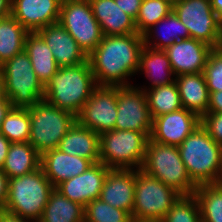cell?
Instances as JSON below:
<instances>
[{"instance_id": "6da1fadb", "label": "cell", "mask_w": 222, "mask_h": 222, "mask_svg": "<svg viewBox=\"0 0 222 222\" xmlns=\"http://www.w3.org/2000/svg\"><path fill=\"white\" fill-rule=\"evenodd\" d=\"M143 47V36L139 33L103 36L96 49L88 56L97 85L134 84Z\"/></svg>"}, {"instance_id": "7a4b0ae2", "label": "cell", "mask_w": 222, "mask_h": 222, "mask_svg": "<svg viewBox=\"0 0 222 222\" xmlns=\"http://www.w3.org/2000/svg\"><path fill=\"white\" fill-rule=\"evenodd\" d=\"M97 86L89 61L59 67L45 86L44 99L77 117Z\"/></svg>"}, {"instance_id": "3957f363", "label": "cell", "mask_w": 222, "mask_h": 222, "mask_svg": "<svg viewBox=\"0 0 222 222\" xmlns=\"http://www.w3.org/2000/svg\"><path fill=\"white\" fill-rule=\"evenodd\" d=\"M190 179L198 186L222 183V145L201 124L178 146Z\"/></svg>"}, {"instance_id": "277c9868", "label": "cell", "mask_w": 222, "mask_h": 222, "mask_svg": "<svg viewBox=\"0 0 222 222\" xmlns=\"http://www.w3.org/2000/svg\"><path fill=\"white\" fill-rule=\"evenodd\" d=\"M54 189L41 166L8 181V197L3 209L37 222Z\"/></svg>"}, {"instance_id": "5b68a950", "label": "cell", "mask_w": 222, "mask_h": 222, "mask_svg": "<svg viewBox=\"0 0 222 222\" xmlns=\"http://www.w3.org/2000/svg\"><path fill=\"white\" fill-rule=\"evenodd\" d=\"M171 186L181 195H193L197 185L190 179L178 147L148 140L141 169Z\"/></svg>"}, {"instance_id": "8992f818", "label": "cell", "mask_w": 222, "mask_h": 222, "mask_svg": "<svg viewBox=\"0 0 222 222\" xmlns=\"http://www.w3.org/2000/svg\"><path fill=\"white\" fill-rule=\"evenodd\" d=\"M149 136L132 130H111L99 135L100 162L110 169H141Z\"/></svg>"}, {"instance_id": "52a82bcc", "label": "cell", "mask_w": 222, "mask_h": 222, "mask_svg": "<svg viewBox=\"0 0 222 222\" xmlns=\"http://www.w3.org/2000/svg\"><path fill=\"white\" fill-rule=\"evenodd\" d=\"M1 67L4 95L10 100L12 107L29 108L44 99L45 86L34 73L25 50L14 55Z\"/></svg>"}, {"instance_id": "ba28073f", "label": "cell", "mask_w": 222, "mask_h": 222, "mask_svg": "<svg viewBox=\"0 0 222 222\" xmlns=\"http://www.w3.org/2000/svg\"><path fill=\"white\" fill-rule=\"evenodd\" d=\"M28 111L31 121L29 143L40 155L58 148L60 140L77 120L71 112L57 108L45 99L29 107Z\"/></svg>"}, {"instance_id": "9c48e42d", "label": "cell", "mask_w": 222, "mask_h": 222, "mask_svg": "<svg viewBox=\"0 0 222 222\" xmlns=\"http://www.w3.org/2000/svg\"><path fill=\"white\" fill-rule=\"evenodd\" d=\"M132 219L139 221L161 222L172 205L181 196L171 186L159 179L136 170Z\"/></svg>"}, {"instance_id": "30bf717a", "label": "cell", "mask_w": 222, "mask_h": 222, "mask_svg": "<svg viewBox=\"0 0 222 222\" xmlns=\"http://www.w3.org/2000/svg\"><path fill=\"white\" fill-rule=\"evenodd\" d=\"M173 11L188 28L190 38L212 48L222 47V21L213 11L210 0H180Z\"/></svg>"}, {"instance_id": "8fae6325", "label": "cell", "mask_w": 222, "mask_h": 222, "mask_svg": "<svg viewBox=\"0 0 222 222\" xmlns=\"http://www.w3.org/2000/svg\"><path fill=\"white\" fill-rule=\"evenodd\" d=\"M89 56L103 38L99 22L93 15L90 2L62 0L58 21Z\"/></svg>"}, {"instance_id": "7c38bea8", "label": "cell", "mask_w": 222, "mask_h": 222, "mask_svg": "<svg viewBox=\"0 0 222 222\" xmlns=\"http://www.w3.org/2000/svg\"><path fill=\"white\" fill-rule=\"evenodd\" d=\"M152 121L145 92L135 84L117 86V118L114 130L144 132L150 137Z\"/></svg>"}, {"instance_id": "4fadbf2b", "label": "cell", "mask_w": 222, "mask_h": 222, "mask_svg": "<svg viewBox=\"0 0 222 222\" xmlns=\"http://www.w3.org/2000/svg\"><path fill=\"white\" fill-rule=\"evenodd\" d=\"M117 118V86H97L76 117L97 134L114 130Z\"/></svg>"}, {"instance_id": "5bb4252c", "label": "cell", "mask_w": 222, "mask_h": 222, "mask_svg": "<svg viewBox=\"0 0 222 222\" xmlns=\"http://www.w3.org/2000/svg\"><path fill=\"white\" fill-rule=\"evenodd\" d=\"M200 124L201 118L197 114L182 108L155 117L150 139L178 147Z\"/></svg>"}, {"instance_id": "9a60e30c", "label": "cell", "mask_w": 222, "mask_h": 222, "mask_svg": "<svg viewBox=\"0 0 222 222\" xmlns=\"http://www.w3.org/2000/svg\"><path fill=\"white\" fill-rule=\"evenodd\" d=\"M110 170L101 162L92 164L85 172L62 182L56 189L69 200L85 207L99 199L104 179Z\"/></svg>"}, {"instance_id": "2e32d148", "label": "cell", "mask_w": 222, "mask_h": 222, "mask_svg": "<svg viewBox=\"0 0 222 222\" xmlns=\"http://www.w3.org/2000/svg\"><path fill=\"white\" fill-rule=\"evenodd\" d=\"M208 44L193 38L182 39L165 49L175 76L204 72L210 52Z\"/></svg>"}, {"instance_id": "e0dca14e", "label": "cell", "mask_w": 222, "mask_h": 222, "mask_svg": "<svg viewBox=\"0 0 222 222\" xmlns=\"http://www.w3.org/2000/svg\"><path fill=\"white\" fill-rule=\"evenodd\" d=\"M62 0H12L11 15L28 31L59 21Z\"/></svg>"}, {"instance_id": "ac0fdd59", "label": "cell", "mask_w": 222, "mask_h": 222, "mask_svg": "<svg viewBox=\"0 0 222 222\" xmlns=\"http://www.w3.org/2000/svg\"><path fill=\"white\" fill-rule=\"evenodd\" d=\"M37 32L52 51L59 67L75 66L88 61V56L59 22L49 24Z\"/></svg>"}, {"instance_id": "d6986e66", "label": "cell", "mask_w": 222, "mask_h": 222, "mask_svg": "<svg viewBox=\"0 0 222 222\" xmlns=\"http://www.w3.org/2000/svg\"><path fill=\"white\" fill-rule=\"evenodd\" d=\"M136 169H111L104 179L99 199L127 211L132 217Z\"/></svg>"}, {"instance_id": "ffe728a7", "label": "cell", "mask_w": 222, "mask_h": 222, "mask_svg": "<svg viewBox=\"0 0 222 222\" xmlns=\"http://www.w3.org/2000/svg\"><path fill=\"white\" fill-rule=\"evenodd\" d=\"M136 75H138L137 77L143 76L146 79V83L143 82V85L141 83H134L143 91L161 85H167L176 80L165 50L154 49L145 45L140 55Z\"/></svg>"}, {"instance_id": "44dd1931", "label": "cell", "mask_w": 222, "mask_h": 222, "mask_svg": "<svg viewBox=\"0 0 222 222\" xmlns=\"http://www.w3.org/2000/svg\"><path fill=\"white\" fill-rule=\"evenodd\" d=\"M93 163L86 158L73 156L55 148L41 155L40 166L56 188L62 182L85 172Z\"/></svg>"}, {"instance_id": "7402d4cb", "label": "cell", "mask_w": 222, "mask_h": 222, "mask_svg": "<svg viewBox=\"0 0 222 222\" xmlns=\"http://www.w3.org/2000/svg\"><path fill=\"white\" fill-rule=\"evenodd\" d=\"M90 4L104 36L138 33L135 20L119 8L115 0H92Z\"/></svg>"}, {"instance_id": "603a6c76", "label": "cell", "mask_w": 222, "mask_h": 222, "mask_svg": "<svg viewBox=\"0 0 222 222\" xmlns=\"http://www.w3.org/2000/svg\"><path fill=\"white\" fill-rule=\"evenodd\" d=\"M57 149L69 155L89 159L93 164L100 162L99 134L82 126L77 120L60 140Z\"/></svg>"}, {"instance_id": "cb8c5ba5", "label": "cell", "mask_w": 222, "mask_h": 222, "mask_svg": "<svg viewBox=\"0 0 222 222\" xmlns=\"http://www.w3.org/2000/svg\"><path fill=\"white\" fill-rule=\"evenodd\" d=\"M175 83L183 108L197 114L200 118L207 113L209 91L203 72L176 76Z\"/></svg>"}, {"instance_id": "d4e9b609", "label": "cell", "mask_w": 222, "mask_h": 222, "mask_svg": "<svg viewBox=\"0 0 222 222\" xmlns=\"http://www.w3.org/2000/svg\"><path fill=\"white\" fill-rule=\"evenodd\" d=\"M144 45L165 50L177 41L189 39L188 28L172 10L165 18L151 26L143 34Z\"/></svg>"}, {"instance_id": "484cf974", "label": "cell", "mask_w": 222, "mask_h": 222, "mask_svg": "<svg viewBox=\"0 0 222 222\" xmlns=\"http://www.w3.org/2000/svg\"><path fill=\"white\" fill-rule=\"evenodd\" d=\"M24 50L30 58L34 73L46 86L59 69L52 51L38 32L27 33Z\"/></svg>"}, {"instance_id": "4316f807", "label": "cell", "mask_w": 222, "mask_h": 222, "mask_svg": "<svg viewBox=\"0 0 222 222\" xmlns=\"http://www.w3.org/2000/svg\"><path fill=\"white\" fill-rule=\"evenodd\" d=\"M41 155L26 142L11 143L2 171L8 179L23 176L40 167Z\"/></svg>"}, {"instance_id": "83f0119b", "label": "cell", "mask_w": 222, "mask_h": 222, "mask_svg": "<svg viewBox=\"0 0 222 222\" xmlns=\"http://www.w3.org/2000/svg\"><path fill=\"white\" fill-rule=\"evenodd\" d=\"M85 207L65 197L56 188L37 222H84Z\"/></svg>"}, {"instance_id": "f1b7e54d", "label": "cell", "mask_w": 222, "mask_h": 222, "mask_svg": "<svg viewBox=\"0 0 222 222\" xmlns=\"http://www.w3.org/2000/svg\"><path fill=\"white\" fill-rule=\"evenodd\" d=\"M27 33L11 14L0 18V66L24 50Z\"/></svg>"}, {"instance_id": "f546056e", "label": "cell", "mask_w": 222, "mask_h": 222, "mask_svg": "<svg viewBox=\"0 0 222 222\" xmlns=\"http://www.w3.org/2000/svg\"><path fill=\"white\" fill-rule=\"evenodd\" d=\"M152 120L160 115L182 109L180 94L175 82L144 90Z\"/></svg>"}, {"instance_id": "4dcf8cb0", "label": "cell", "mask_w": 222, "mask_h": 222, "mask_svg": "<svg viewBox=\"0 0 222 222\" xmlns=\"http://www.w3.org/2000/svg\"><path fill=\"white\" fill-rule=\"evenodd\" d=\"M193 195L198 200L202 222H222V183L198 185Z\"/></svg>"}, {"instance_id": "1f68e13d", "label": "cell", "mask_w": 222, "mask_h": 222, "mask_svg": "<svg viewBox=\"0 0 222 222\" xmlns=\"http://www.w3.org/2000/svg\"><path fill=\"white\" fill-rule=\"evenodd\" d=\"M31 121L28 108L12 107L3 120L0 133L11 143L29 141Z\"/></svg>"}, {"instance_id": "d6a6232c", "label": "cell", "mask_w": 222, "mask_h": 222, "mask_svg": "<svg viewBox=\"0 0 222 222\" xmlns=\"http://www.w3.org/2000/svg\"><path fill=\"white\" fill-rule=\"evenodd\" d=\"M173 7L164 0H143L135 26L139 34H143L151 26L165 18Z\"/></svg>"}, {"instance_id": "836d02e7", "label": "cell", "mask_w": 222, "mask_h": 222, "mask_svg": "<svg viewBox=\"0 0 222 222\" xmlns=\"http://www.w3.org/2000/svg\"><path fill=\"white\" fill-rule=\"evenodd\" d=\"M131 215L111 206L108 203L95 199L85 206L84 222H130Z\"/></svg>"}, {"instance_id": "e575fe53", "label": "cell", "mask_w": 222, "mask_h": 222, "mask_svg": "<svg viewBox=\"0 0 222 222\" xmlns=\"http://www.w3.org/2000/svg\"><path fill=\"white\" fill-rule=\"evenodd\" d=\"M161 222H202L198 200L194 195H181Z\"/></svg>"}, {"instance_id": "d590c367", "label": "cell", "mask_w": 222, "mask_h": 222, "mask_svg": "<svg viewBox=\"0 0 222 222\" xmlns=\"http://www.w3.org/2000/svg\"><path fill=\"white\" fill-rule=\"evenodd\" d=\"M203 73L209 93L222 91V47L210 52Z\"/></svg>"}, {"instance_id": "8d00e7d4", "label": "cell", "mask_w": 222, "mask_h": 222, "mask_svg": "<svg viewBox=\"0 0 222 222\" xmlns=\"http://www.w3.org/2000/svg\"><path fill=\"white\" fill-rule=\"evenodd\" d=\"M201 126L208 135L222 145V113H206L201 117Z\"/></svg>"}, {"instance_id": "74e56055", "label": "cell", "mask_w": 222, "mask_h": 222, "mask_svg": "<svg viewBox=\"0 0 222 222\" xmlns=\"http://www.w3.org/2000/svg\"><path fill=\"white\" fill-rule=\"evenodd\" d=\"M143 0H115L117 6L136 20Z\"/></svg>"}, {"instance_id": "f35d334b", "label": "cell", "mask_w": 222, "mask_h": 222, "mask_svg": "<svg viewBox=\"0 0 222 222\" xmlns=\"http://www.w3.org/2000/svg\"><path fill=\"white\" fill-rule=\"evenodd\" d=\"M207 113H222V91L209 93Z\"/></svg>"}, {"instance_id": "ab89813d", "label": "cell", "mask_w": 222, "mask_h": 222, "mask_svg": "<svg viewBox=\"0 0 222 222\" xmlns=\"http://www.w3.org/2000/svg\"><path fill=\"white\" fill-rule=\"evenodd\" d=\"M8 177L0 169V208H3L8 197Z\"/></svg>"}, {"instance_id": "60d3db41", "label": "cell", "mask_w": 222, "mask_h": 222, "mask_svg": "<svg viewBox=\"0 0 222 222\" xmlns=\"http://www.w3.org/2000/svg\"><path fill=\"white\" fill-rule=\"evenodd\" d=\"M0 222H35V221L22 218L19 215L9 212L2 208L0 210Z\"/></svg>"}, {"instance_id": "b9f144b4", "label": "cell", "mask_w": 222, "mask_h": 222, "mask_svg": "<svg viewBox=\"0 0 222 222\" xmlns=\"http://www.w3.org/2000/svg\"><path fill=\"white\" fill-rule=\"evenodd\" d=\"M10 144L11 142L2 133H0V169H2L5 163Z\"/></svg>"}, {"instance_id": "7bdbcfd3", "label": "cell", "mask_w": 222, "mask_h": 222, "mask_svg": "<svg viewBox=\"0 0 222 222\" xmlns=\"http://www.w3.org/2000/svg\"><path fill=\"white\" fill-rule=\"evenodd\" d=\"M11 108L10 100L5 95H0V127Z\"/></svg>"}, {"instance_id": "ee69618b", "label": "cell", "mask_w": 222, "mask_h": 222, "mask_svg": "<svg viewBox=\"0 0 222 222\" xmlns=\"http://www.w3.org/2000/svg\"><path fill=\"white\" fill-rule=\"evenodd\" d=\"M12 0H0V18L11 14Z\"/></svg>"}, {"instance_id": "f6af8a7d", "label": "cell", "mask_w": 222, "mask_h": 222, "mask_svg": "<svg viewBox=\"0 0 222 222\" xmlns=\"http://www.w3.org/2000/svg\"><path fill=\"white\" fill-rule=\"evenodd\" d=\"M213 11L217 14L222 21V0H210Z\"/></svg>"}, {"instance_id": "bcb514c9", "label": "cell", "mask_w": 222, "mask_h": 222, "mask_svg": "<svg viewBox=\"0 0 222 222\" xmlns=\"http://www.w3.org/2000/svg\"><path fill=\"white\" fill-rule=\"evenodd\" d=\"M0 95H4L3 71L1 66H0Z\"/></svg>"}, {"instance_id": "7dc6e473", "label": "cell", "mask_w": 222, "mask_h": 222, "mask_svg": "<svg viewBox=\"0 0 222 222\" xmlns=\"http://www.w3.org/2000/svg\"><path fill=\"white\" fill-rule=\"evenodd\" d=\"M164 1H166L167 3H169V4L173 7V6L176 5L180 0H164Z\"/></svg>"}, {"instance_id": "c3c4849f", "label": "cell", "mask_w": 222, "mask_h": 222, "mask_svg": "<svg viewBox=\"0 0 222 222\" xmlns=\"http://www.w3.org/2000/svg\"><path fill=\"white\" fill-rule=\"evenodd\" d=\"M130 222H152V221H139V220L132 219Z\"/></svg>"}]
</instances>
